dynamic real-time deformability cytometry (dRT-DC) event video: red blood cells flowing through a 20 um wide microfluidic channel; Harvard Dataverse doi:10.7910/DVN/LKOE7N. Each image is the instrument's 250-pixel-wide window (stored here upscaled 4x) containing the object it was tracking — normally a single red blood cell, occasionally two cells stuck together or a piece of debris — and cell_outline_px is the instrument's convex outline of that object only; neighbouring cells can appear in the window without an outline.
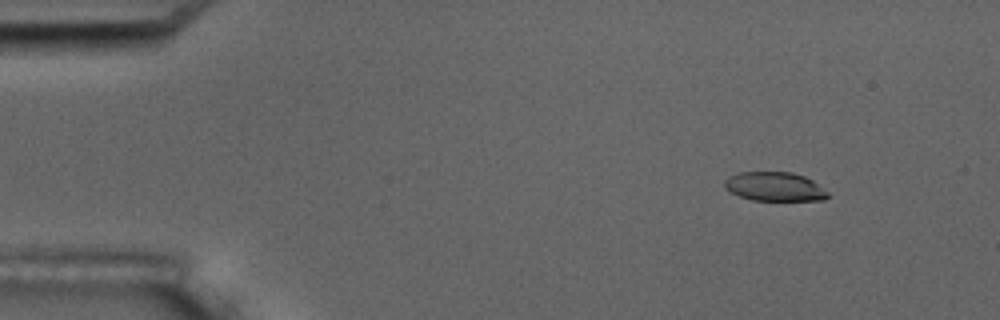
{"species": "common noctule bat (a hibernating species)", "species_latin": "Nyctalus noctula", "temperature_condition": "room temperature", "stored_images_in_passage": 5, "camera_frame_rate_fps": 3000, "um_per_image_px": 0.085, "animal": {"sex": "male", "body_mass_g": 17.5, "forearm_length_mm": 52.3}, "frame": {"image": 1, "passage_image": 1, "time_ms": 0.0, "image_size_px": [1000, 320], "cell_outline_px": [[828, 196], [824, 200], [752, 200], [728, 192], [724, 188], [724, 180], [728, 176], [740, 172], [792, 172], [804, 176], [812, 180], [828, 192]], "centroid_in_image_um": [65.8, 15.86], "position_along_channel_um": 19.2, "area_um2": 17.51}}
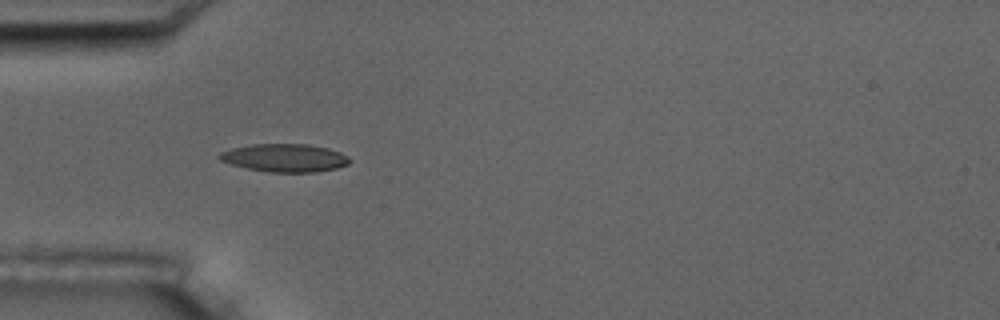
{"frame": {"image": 2, "passage_image": 4, "time_ms": 3.667, "image_size_px": [1000, 320], "cell_outline_px": [[352, 160], [348, 164], [336, 168], [316, 172], [268, 172], [248, 168], [232, 164], [220, 160], [216, 156], [220, 152], [232, 148], [252, 144], [308, 144], [328, 148], [340, 152], [348, 156]], "centroid_in_image_um": [24.21, 13.41], "position_along_channel_um": 60.8, "area_um2": 21.27}}